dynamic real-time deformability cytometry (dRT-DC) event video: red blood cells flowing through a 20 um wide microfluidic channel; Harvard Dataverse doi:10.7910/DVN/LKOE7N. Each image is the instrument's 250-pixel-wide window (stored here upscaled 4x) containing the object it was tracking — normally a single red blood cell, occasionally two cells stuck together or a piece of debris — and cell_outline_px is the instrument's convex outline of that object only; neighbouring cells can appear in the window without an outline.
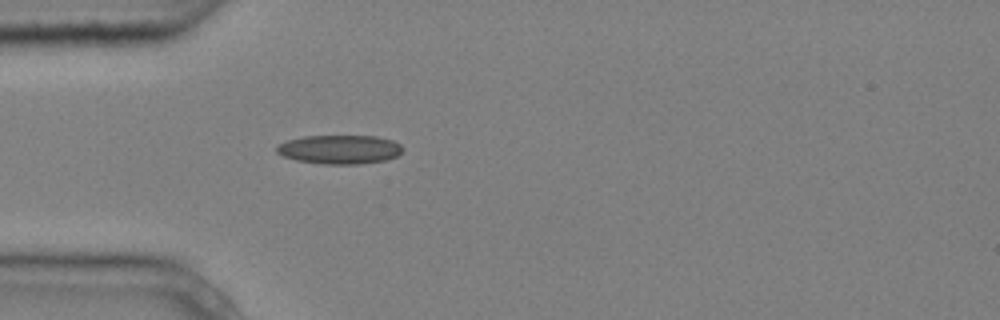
{"species": "common noctule bat (a hibernating species)", "species_latin": "Nyctalus noctula", "temperature_condition": "cold", "stored_images_in_passage": 1, "camera_frame_rate_fps": 3000, "um_per_image_px": 0.085, "animal": {"sex": "male", "body_mass_g": 20.4}, "frame": {"image": 1, "passage_image": 1, "time_ms": 0.0, "image_size_px": [1000, 320], "cell_outline_px": [[404, 148], [396, 156], [384, 160], [360, 164], [320, 164], [296, 160], [284, 156], [276, 152], [276, 144], [288, 140], [304, 136], [376, 136], [392, 140], [400, 144]], "centroid_in_image_um": [28.84, 12.7], "position_along_channel_um": 56.2, "area_um2": 21.27}}